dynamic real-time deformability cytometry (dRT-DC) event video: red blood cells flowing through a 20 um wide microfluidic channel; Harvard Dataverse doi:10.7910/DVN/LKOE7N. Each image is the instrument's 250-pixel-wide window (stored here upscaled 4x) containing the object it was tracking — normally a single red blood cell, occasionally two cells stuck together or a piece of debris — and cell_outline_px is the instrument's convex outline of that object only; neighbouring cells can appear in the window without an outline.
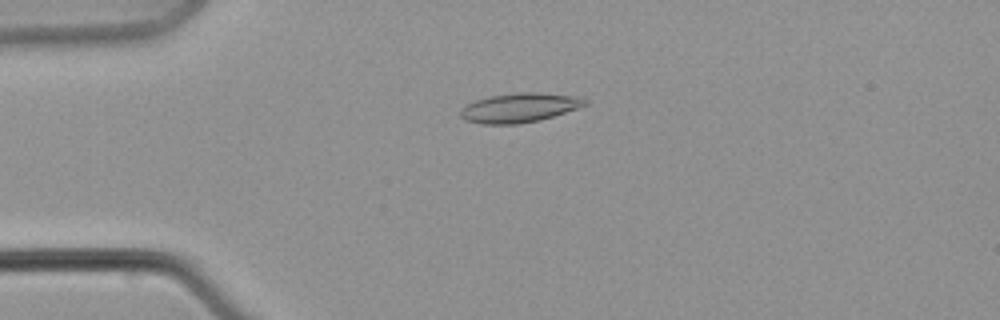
{"species": "common noctule bat (a hibernating species)", "species_latin": "Nyctalus noctula", "temperature_condition": "warm", "stored_images_in_passage": 4, "camera_frame_rate_fps": 3000, "um_per_image_px": 0.085, "animal": {"sex": "male", "body_mass_g": 21.5, "forearm_length_mm": 52.0}, "frame": {"image": 1, "passage_image": 3, "time_ms": 3.333, "image_size_px": [1000, 320], "cell_outline_px": [[588, 104], [540, 120], [516, 124], [484, 124], [464, 120], [460, 116], [460, 108], [476, 100], [492, 96], [520, 92], [540, 92], [580, 96], [588, 100]], "centroid_in_image_um": [44.16, 9.15], "position_along_channel_um": 40.8, "area_um2": 21.21}}